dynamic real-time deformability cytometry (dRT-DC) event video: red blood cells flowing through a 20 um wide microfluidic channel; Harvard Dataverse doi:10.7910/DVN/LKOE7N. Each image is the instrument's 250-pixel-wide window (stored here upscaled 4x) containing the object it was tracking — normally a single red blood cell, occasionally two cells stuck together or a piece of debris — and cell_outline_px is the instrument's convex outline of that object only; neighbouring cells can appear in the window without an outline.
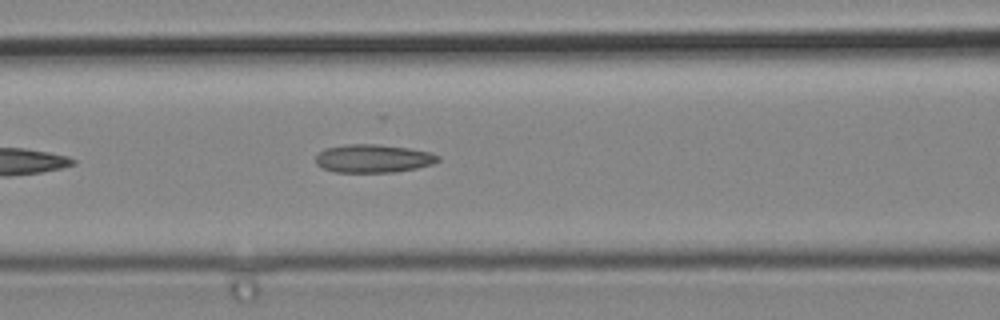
{"species": "common noctule bat (a hibernating species)", "species_latin": "Nyctalus noctula", "temperature_condition": "cold", "stored_images_in_passage": 6, "camera_frame_rate_fps": 3000, "um_per_image_px": 0.085, "animal": {"sex": "male", "body_mass_g": 19.2, "forearm_length_mm": 51.8}, "frame": {"image": 1, "passage_image": 6, "time_ms": 1.667, "image_size_px": [1000, 320], "cell_outline_px": [[440, 160], [432, 164], [416, 168], [396, 172], [336, 172], [324, 168], [316, 164], [316, 156], [324, 148], [348, 144], [376, 144], [408, 148], [428, 152], [440, 156]], "centroid_in_image_um": [31.72, 13.47], "position_along_channel_um": 134.9, "area_um2": 20.0}}